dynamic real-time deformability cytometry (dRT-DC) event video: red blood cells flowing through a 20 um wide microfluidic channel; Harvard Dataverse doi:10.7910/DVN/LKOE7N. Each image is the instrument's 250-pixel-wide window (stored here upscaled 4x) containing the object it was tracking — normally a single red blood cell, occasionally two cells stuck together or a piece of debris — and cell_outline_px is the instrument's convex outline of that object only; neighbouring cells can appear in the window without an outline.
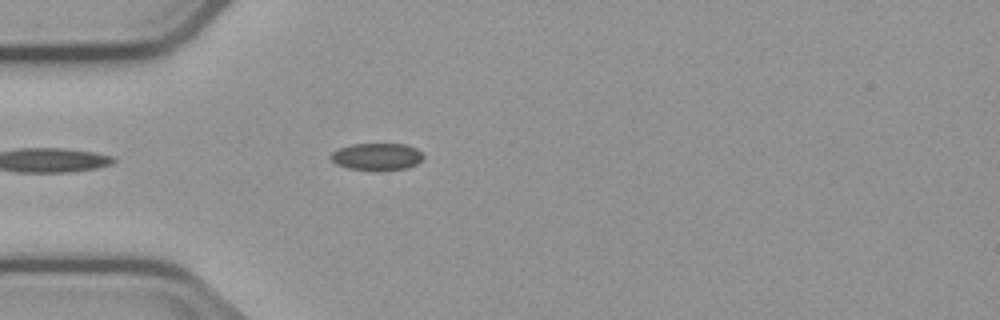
{"species": "common noctule bat (a hibernating species)", "species_latin": "Nyctalus noctula", "temperature_condition": "cold", "stored_images_in_passage": 2, "camera_frame_rate_fps": 3000, "um_per_image_px": 0.085, "animal": {"sex": "male", "body_mass_g": 23.1, "forearm_length_mm": 52.7}, "frame": {"image": 1, "passage_image": 2, "time_ms": 1.333, "image_size_px": [1000, 320], "cell_outline_px": [[424, 156], [416, 164], [408, 168], [348, 168], [336, 164], [328, 156], [332, 152], [340, 148], [352, 144], [404, 144], [416, 148]], "centroid_in_image_um": [32.01, 13.27], "position_along_channel_um": 53.0, "area_um2": 13.99}}